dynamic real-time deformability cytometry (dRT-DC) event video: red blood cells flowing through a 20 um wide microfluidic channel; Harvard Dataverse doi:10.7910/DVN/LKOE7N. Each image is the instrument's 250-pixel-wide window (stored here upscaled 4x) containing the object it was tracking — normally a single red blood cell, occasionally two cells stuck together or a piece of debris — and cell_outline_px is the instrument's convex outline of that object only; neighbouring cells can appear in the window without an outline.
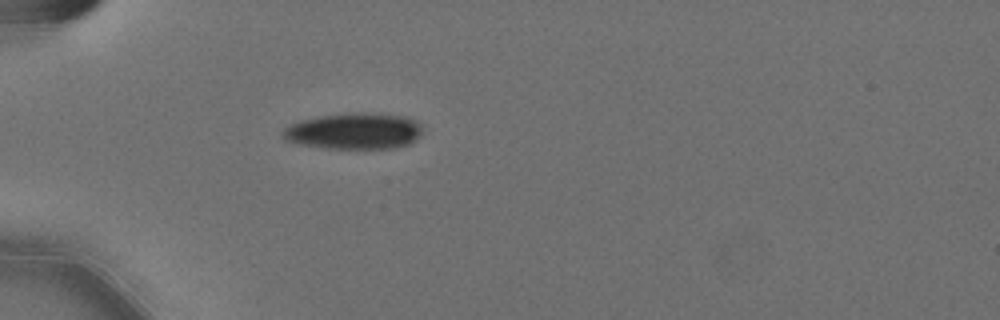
{"species": "Egyptian fruit bat (a non-hibernating species)", "species_latin": "Rousettus aegyptiacus", "temperature_condition": "cold", "stored_images_in_passage": 41, "camera_frame_rate_fps": 3000, "um_per_image_px": 0.085, "animal": {"sex": "female"}, "frame": {"image": 1, "passage_image": 1, "time_ms": 0.0, "image_size_px": [1000, 320], "cell_outline_px": [[424, 128], [420, 136], [416, 140], [408, 144], [396, 148], [324, 148], [300, 144], [284, 140], [280, 132], [288, 124], [300, 120], [316, 116], [352, 112], [372, 112], [408, 116], [416, 120]], "centroid_in_image_um": [30.11, 11.12], "position_along_channel_um": 54.9, "area_um2": 30.23}}
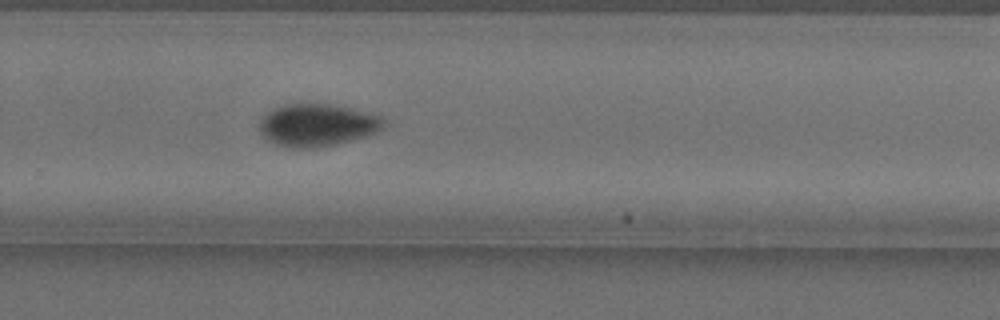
{"frame": {"image": 2, "passage_image": 23, "time_ms": 7.333, "image_size_px": [1000, 320], "cell_outline_px": [[388, 124], [384, 128], [368, 136], [336, 144], [308, 148], [292, 148], [276, 144], [264, 140], [260, 136], [260, 120], [268, 112], [276, 108], [288, 104], [332, 104], [372, 112], [380, 116]], "centroid_in_image_um": [27.0, 10.64], "position_along_channel_um": 302.8, "area_um2": 31.04}}
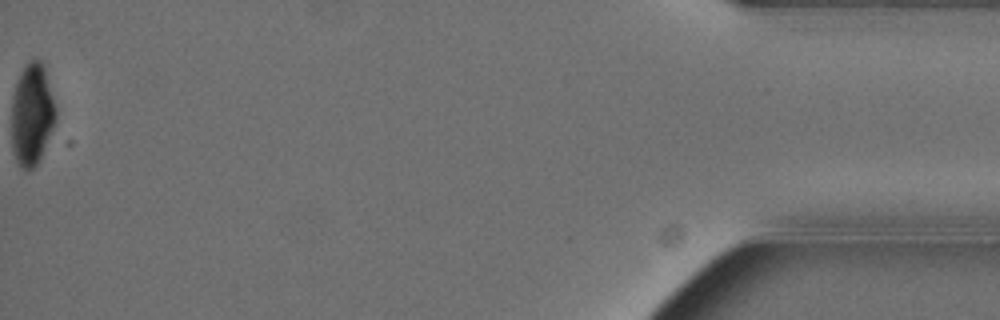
{"frame": {"image": 3, "passage_image": 41, "time_ms": 13.333, "image_size_px": [1000, 320], "cell_outline_px": [[56, 124], [40, 160], [28, 172], [20, 168], [12, 152], [12, 96], [20, 72], [24, 64], [28, 60], [40, 60], [44, 64], [56, 108]], "centroid_in_image_um": [2.73, 9.75], "position_along_channel_um": 432.5, "area_um2": 26.82}}